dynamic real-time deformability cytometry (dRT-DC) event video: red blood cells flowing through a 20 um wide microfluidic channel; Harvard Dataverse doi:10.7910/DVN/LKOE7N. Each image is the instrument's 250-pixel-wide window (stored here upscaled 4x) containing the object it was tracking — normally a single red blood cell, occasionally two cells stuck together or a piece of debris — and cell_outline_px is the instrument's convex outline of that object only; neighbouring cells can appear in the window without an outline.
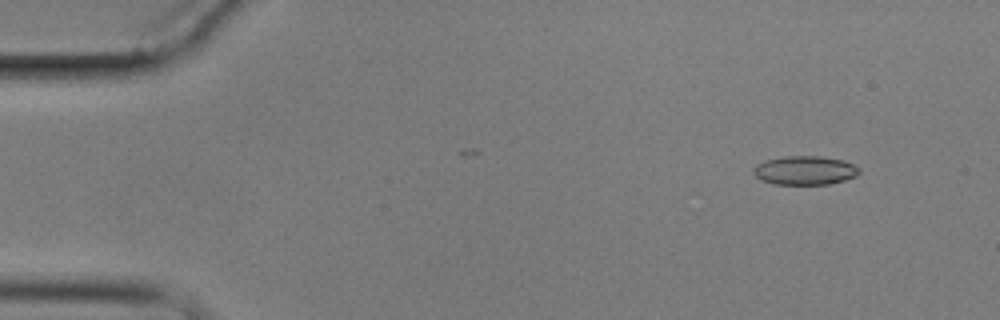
{"species": "common noctule bat (a hibernating species)", "species_latin": "Nyctalus noctula", "temperature_condition": "cold", "stored_images_in_passage": 4, "camera_frame_rate_fps": 3000, "um_per_image_px": 0.085, "animal": {"sex": "male", "body_mass_g": 17.9}, "frame": {"image": 1, "passage_image": 1, "time_ms": 0.0, "image_size_px": [1000, 320], "cell_outline_px": [[860, 172], [856, 176], [844, 180], [828, 184], [776, 184], [764, 180], [756, 176], [752, 172], [752, 168], [756, 164], [768, 160], [784, 156], [820, 156], [844, 160], [860, 168]], "centroid_in_image_um": [68.43, 14.47], "position_along_channel_um": 16.6, "area_um2": 17.69}}